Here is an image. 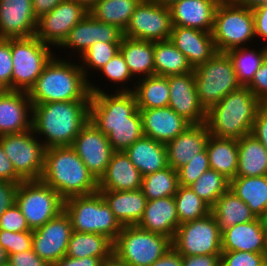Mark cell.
Segmentation results:
<instances>
[{
	"label": "cell",
	"instance_id": "bcb514c9",
	"mask_svg": "<svg viewBox=\"0 0 267 266\" xmlns=\"http://www.w3.org/2000/svg\"><path fill=\"white\" fill-rule=\"evenodd\" d=\"M209 160L206 148L196 154L186 165L177 170L178 183L182 186L192 185L205 171L209 170Z\"/></svg>",
	"mask_w": 267,
	"mask_h": 266
},
{
	"label": "cell",
	"instance_id": "11a10c76",
	"mask_svg": "<svg viewBox=\"0 0 267 266\" xmlns=\"http://www.w3.org/2000/svg\"><path fill=\"white\" fill-rule=\"evenodd\" d=\"M8 261L13 266H51L41 259L33 249L11 254L8 257Z\"/></svg>",
	"mask_w": 267,
	"mask_h": 266
},
{
	"label": "cell",
	"instance_id": "44dd1931",
	"mask_svg": "<svg viewBox=\"0 0 267 266\" xmlns=\"http://www.w3.org/2000/svg\"><path fill=\"white\" fill-rule=\"evenodd\" d=\"M37 22L32 0H0V38L35 36Z\"/></svg>",
	"mask_w": 267,
	"mask_h": 266
},
{
	"label": "cell",
	"instance_id": "2e32d148",
	"mask_svg": "<svg viewBox=\"0 0 267 266\" xmlns=\"http://www.w3.org/2000/svg\"><path fill=\"white\" fill-rule=\"evenodd\" d=\"M71 147L97 180L105 173L114 152L108 137L90 120L75 137Z\"/></svg>",
	"mask_w": 267,
	"mask_h": 266
},
{
	"label": "cell",
	"instance_id": "ee69618b",
	"mask_svg": "<svg viewBox=\"0 0 267 266\" xmlns=\"http://www.w3.org/2000/svg\"><path fill=\"white\" fill-rule=\"evenodd\" d=\"M120 51V43L95 42L78 59L81 69L88 81L89 71L98 72ZM81 62V63H80ZM90 69V70H89ZM97 70V71H96Z\"/></svg>",
	"mask_w": 267,
	"mask_h": 266
},
{
	"label": "cell",
	"instance_id": "ac0fdd59",
	"mask_svg": "<svg viewBox=\"0 0 267 266\" xmlns=\"http://www.w3.org/2000/svg\"><path fill=\"white\" fill-rule=\"evenodd\" d=\"M123 31L118 27L100 22L88 13L69 32L66 40L60 46L71 49L80 57L95 42L121 43ZM76 49V50H75Z\"/></svg>",
	"mask_w": 267,
	"mask_h": 266
},
{
	"label": "cell",
	"instance_id": "91938a15",
	"mask_svg": "<svg viewBox=\"0 0 267 266\" xmlns=\"http://www.w3.org/2000/svg\"><path fill=\"white\" fill-rule=\"evenodd\" d=\"M104 261L96 257L73 258L65 255L51 266H102Z\"/></svg>",
	"mask_w": 267,
	"mask_h": 266
},
{
	"label": "cell",
	"instance_id": "f1b7e54d",
	"mask_svg": "<svg viewBox=\"0 0 267 266\" xmlns=\"http://www.w3.org/2000/svg\"><path fill=\"white\" fill-rule=\"evenodd\" d=\"M122 226L137 225L147 203L141 189L129 191L98 190Z\"/></svg>",
	"mask_w": 267,
	"mask_h": 266
},
{
	"label": "cell",
	"instance_id": "1f68e13d",
	"mask_svg": "<svg viewBox=\"0 0 267 266\" xmlns=\"http://www.w3.org/2000/svg\"><path fill=\"white\" fill-rule=\"evenodd\" d=\"M229 189L242 199L256 218L267 216V175L235 177Z\"/></svg>",
	"mask_w": 267,
	"mask_h": 266
},
{
	"label": "cell",
	"instance_id": "816d5d0a",
	"mask_svg": "<svg viewBox=\"0 0 267 266\" xmlns=\"http://www.w3.org/2000/svg\"><path fill=\"white\" fill-rule=\"evenodd\" d=\"M247 87L262 103H267V57Z\"/></svg>",
	"mask_w": 267,
	"mask_h": 266
},
{
	"label": "cell",
	"instance_id": "d4e9b609",
	"mask_svg": "<svg viewBox=\"0 0 267 266\" xmlns=\"http://www.w3.org/2000/svg\"><path fill=\"white\" fill-rule=\"evenodd\" d=\"M210 136L206 123L191 124L181 134L166 144L168 166L174 170L186 165L202 152Z\"/></svg>",
	"mask_w": 267,
	"mask_h": 266
},
{
	"label": "cell",
	"instance_id": "60d3db41",
	"mask_svg": "<svg viewBox=\"0 0 267 266\" xmlns=\"http://www.w3.org/2000/svg\"><path fill=\"white\" fill-rule=\"evenodd\" d=\"M178 186V173L168 166L142 177L141 190L147 200H153L174 196Z\"/></svg>",
	"mask_w": 267,
	"mask_h": 266
},
{
	"label": "cell",
	"instance_id": "8d00e7d4",
	"mask_svg": "<svg viewBox=\"0 0 267 266\" xmlns=\"http://www.w3.org/2000/svg\"><path fill=\"white\" fill-rule=\"evenodd\" d=\"M134 82L133 93L136 97L138 109L168 106L170 96L168 77L152 75Z\"/></svg>",
	"mask_w": 267,
	"mask_h": 266
},
{
	"label": "cell",
	"instance_id": "52a82bcc",
	"mask_svg": "<svg viewBox=\"0 0 267 266\" xmlns=\"http://www.w3.org/2000/svg\"><path fill=\"white\" fill-rule=\"evenodd\" d=\"M172 247L168 236L137 225L123 226L113 242V257L128 266H150Z\"/></svg>",
	"mask_w": 267,
	"mask_h": 266
},
{
	"label": "cell",
	"instance_id": "94428289",
	"mask_svg": "<svg viewBox=\"0 0 267 266\" xmlns=\"http://www.w3.org/2000/svg\"><path fill=\"white\" fill-rule=\"evenodd\" d=\"M150 266H182V255L171 247Z\"/></svg>",
	"mask_w": 267,
	"mask_h": 266
},
{
	"label": "cell",
	"instance_id": "ab89813d",
	"mask_svg": "<svg viewBox=\"0 0 267 266\" xmlns=\"http://www.w3.org/2000/svg\"><path fill=\"white\" fill-rule=\"evenodd\" d=\"M249 46L232 49L226 54L229 56L236 77L241 86H248L254 78L256 71L260 68L262 62L267 57V46L260 49H254Z\"/></svg>",
	"mask_w": 267,
	"mask_h": 266
},
{
	"label": "cell",
	"instance_id": "603a6c76",
	"mask_svg": "<svg viewBox=\"0 0 267 266\" xmlns=\"http://www.w3.org/2000/svg\"><path fill=\"white\" fill-rule=\"evenodd\" d=\"M144 136L167 144L191 124L169 106L139 109Z\"/></svg>",
	"mask_w": 267,
	"mask_h": 266
},
{
	"label": "cell",
	"instance_id": "7dc6e473",
	"mask_svg": "<svg viewBox=\"0 0 267 266\" xmlns=\"http://www.w3.org/2000/svg\"><path fill=\"white\" fill-rule=\"evenodd\" d=\"M267 261V253L248 251H222L220 266H262Z\"/></svg>",
	"mask_w": 267,
	"mask_h": 266
},
{
	"label": "cell",
	"instance_id": "8992f818",
	"mask_svg": "<svg viewBox=\"0 0 267 266\" xmlns=\"http://www.w3.org/2000/svg\"><path fill=\"white\" fill-rule=\"evenodd\" d=\"M64 211L72 231L101 234L114 242L123 228L99 191L67 198Z\"/></svg>",
	"mask_w": 267,
	"mask_h": 266
},
{
	"label": "cell",
	"instance_id": "4316f807",
	"mask_svg": "<svg viewBox=\"0 0 267 266\" xmlns=\"http://www.w3.org/2000/svg\"><path fill=\"white\" fill-rule=\"evenodd\" d=\"M141 183L142 175L127 154L122 151H114L105 173L98 180V190H139Z\"/></svg>",
	"mask_w": 267,
	"mask_h": 266
},
{
	"label": "cell",
	"instance_id": "277c9868",
	"mask_svg": "<svg viewBox=\"0 0 267 266\" xmlns=\"http://www.w3.org/2000/svg\"><path fill=\"white\" fill-rule=\"evenodd\" d=\"M40 180L52 187L64 200L98 191V180L71 146L45 149Z\"/></svg>",
	"mask_w": 267,
	"mask_h": 266
},
{
	"label": "cell",
	"instance_id": "a7ac6f4b",
	"mask_svg": "<svg viewBox=\"0 0 267 266\" xmlns=\"http://www.w3.org/2000/svg\"><path fill=\"white\" fill-rule=\"evenodd\" d=\"M8 257L7 251L0 245V266L8 262Z\"/></svg>",
	"mask_w": 267,
	"mask_h": 266
},
{
	"label": "cell",
	"instance_id": "ba28073f",
	"mask_svg": "<svg viewBox=\"0 0 267 266\" xmlns=\"http://www.w3.org/2000/svg\"><path fill=\"white\" fill-rule=\"evenodd\" d=\"M217 52L241 48L256 38L252 9L221 0L214 15L212 30Z\"/></svg>",
	"mask_w": 267,
	"mask_h": 266
},
{
	"label": "cell",
	"instance_id": "484cf974",
	"mask_svg": "<svg viewBox=\"0 0 267 266\" xmlns=\"http://www.w3.org/2000/svg\"><path fill=\"white\" fill-rule=\"evenodd\" d=\"M221 0H181L169 7L172 26L212 32L214 15Z\"/></svg>",
	"mask_w": 267,
	"mask_h": 266
},
{
	"label": "cell",
	"instance_id": "e575fe53",
	"mask_svg": "<svg viewBox=\"0 0 267 266\" xmlns=\"http://www.w3.org/2000/svg\"><path fill=\"white\" fill-rule=\"evenodd\" d=\"M66 255L73 258L96 257L105 262L113 257V242L101 234L72 231Z\"/></svg>",
	"mask_w": 267,
	"mask_h": 266
},
{
	"label": "cell",
	"instance_id": "9c48e42d",
	"mask_svg": "<svg viewBox=\"0 0 267 266\" xmlns=\"http://www.w3.org/2000/svg\"><path fill=\"white\" fill-rule=\"evenodd\" d=\"M194 78L199 102L205 111L241 86L229 56L222 52H216L209 60L195 67Z\"/></svg>",
	"mask_w": 267,
	"mask_h": 266
},
{
	"label": "cell",
	"instance_id": "be15d7a7",
	"mask_svg": "<svg viewBox=\"0 0 267 266\" xmlns=\"http://www.w3.org/2000/svg\"><path fill=\"white\" fill-rule=\"evenodd\" d=\"M229 1L249 9H253L263 4H267V0H229Z\"/></svg>",
	"mask_w": 267,
	"mask_h": 266
},
{
	"label": "cell",
	"instance_id": "8fae6325",
	"mask_svg": "<svg viewBox=\"0 0 267 266\" xmlns=\"http://www.w3.org/2000/svg\"><path fill=\"white\" fill-rule=\"evenodd\" d=\"M16 204L31 231L45 225L64 211V199L41 180L19 183Z\"/></svg>",
	"mask_w": 267,
	"mask_h": 266
},
{
	"label": "cell",
	"instance_id": "f6af8a7d",
	"mask_svg": "<svg viewBox=\"0 0 267 266\" xmlns=\"http://www.w3.org/2000/svg\"><path fill=\"white\" fill-rule=\"evenodd\" d=\"M100 73L104 75V79H108L114 84H121V86L116 88L114 92H133L134 88L126 85L125 83L129 80L133 81V77L128 69L125 62L124 56L119 51L110 61H108L100 70ZM124 83V84H123ZM126 85V86H125ZM128 86V87H127ZM120 88V89H119Z\"/></svg>",
	"mask_w": 267,
	"mask_h": 266
},
{
	"label": "cell",
	"instance_id": "d6a6232c",
	"mask_svg": "<svg viewBox=\"0 0 267 266\" xmlns=\"http://www.w3.org/2000/svg\"><path fill=\"white\" fill-rule=\"evenodd\" d=\"M238 143L236 177L267 175V150L252 134L241 137Z\"/></svg>",
	"mask_w": 267,
	"mask_h": 266
},
{
	"label": "cell",
	"instance_id": "f35d334b",
	"mask_svg": "<svg viewBox=\"0 0 267 266\" xmlns=\"http://www.w3.org/2000/svg\"><path fill=\"white\" fill-rule=\"evenodd\" d=\"M141 0H98L89 13L98 21L124 31Z\"/></svg>",
	"mask_w": 267,
	"mask_h": 266
},
{
	"label": "cell",
	"instance_id": "2644e50d",
	"mask_svg": "<svg viewBox=\"0 0 267 266\" xmlns=\"http://www.w3.org/2000/svg\"><path fill=\"white\" fill-rule=\"evenodd\" d=\"M1 266H13V265L8 261V262L2 264Z\"/></svg>",
	"mask_w": 267,
	"mask_h": 266
},
{
	"label": "cell",
	"instance_id": "b9f144b4",
	"mask_svg": "<svg viewBox=\"0 0 267 266\" xmlns=\"http://www.w3.org/2000/svg\"><path fill=\"white\" fill-rule=\"evenodd\" d=\"M173 197L180 224L201 219L211 213V207L190 186L179 185Z\"/></svg>",
	"mask_w": 267,
	"mask_h": 266
},
{
	"label": "cell",
	"instance_id": "7a4b0ae2",
	"mask_svg": "<svg viewBox=\"0 0 267 266\" xmlns=\"http://www.w3.org/2000/svg\"><path fill=\"white\" fill-rule=\"evenodd\" d=\"M32 106V130L38 138H43L41 142L45 149L71 146L90 118V100L41 103Z\"/></svg>",
	"mask_w": 267,
	"mask_h": 266
},
{
	"label": "cell",
	"instance_id": "db71d44e",
	"mask_svg": "<svg viewBox=\"0 0 267 266\" xmlns=\"http://www.w3.org/2000/svg\"><path fill=\"white\" fill-rule=\"evenodd\" d=\"M19 183L0 180V217L16 203V194Z\"/></svg>",
	"mask_w": 267,
	"mask_h": 266
},
{
	"label": "cell",
	"instance_id": "7bdbcfd3",
	"mask_svg": "<svg viewBox=\"0 0 267 266\" xmlns=\"http://www.w3.org/2000/svg\"><path fill=\"white\" fill-rule=\"evenodd\" d=\"M190 187L198 197L212 207L218 198L229 190L230 180L215 170L209 169Z\"/></svg>",
	"mask_w": 267,
	"mask_h": 266
},
{
	"label": "cell",
	"instance_id": "680465c9",
	"mask_svg": "<svg viewBox=\"0 0 267 266\" xmlns=\"http://www.w3.org/2000/svg\"><path fill=\"white\" fill-rule=\"evenodd\" d=\"M220 255L182 256V266H220Z\"/></svg>",
	"mask_w": 267,
	"mask_h": 266
},
{
	"label": "cell",
	"instance_id": "3957f363",
	"mask_svg": "<svg viewBox=\"0 0 267 266\" xmlns=\"http://www.w3.org/2000/svg\"><path fill=\"white\" fill-rule=\"evenodd\" d=\"M54 55L27 92L32 104L90 100L89 81L77 61Z\"/></svg>",
	"mask_w": 267,
	"mask_h": 266
},
{
	"label": "cell",
	"instance_id": "30bf717a",
	"mask_svg": "<svg viewBox=\"0 0 267 266\" xmlns=\"http://www.w3.org/2000/svg\"><path fill=\"white\" fill-rule=\"evenodd\" d=\"M52 50L36 36L11 38L12 90L28 92L55 55Z\"/></svg>",
	"mask_w": 267,
	"mask_h": 266
},
{
	"label": "cell",
	"instance_id": "9f6ffc18",
	"mask_svg": "<svg viewBox=\"0 0 267 266\" xmlns=\"http://www.w3.org/2000/svg\"><path fill=\"white\" fill-rule=\"evenodd\" d=\"M254 17V27L256 39L260 37L264 42L267 41V4L257 6L252 9ZM267 46V42L264 44Z\"/></svg>",
	"mask_w": 267,
	"mask_h": 266
},
{
	"label": "cell",
	"instance_id": "c3c4849f",
	"mask_svg": "<svg viewBox=\"0 0 267 266\" xmlns=\"http://www.w3.org/2000/svg\"><path fill=\"white\" fill-rule=\"evenodd\" d=\"M0 245L8 256L32 249V231L10 232L0 229Z\"/></svg>",
	"mask_w": 267,
	"mask_h": 266
},
{
	"label": "cell",
	"instance_id": "ffe728a7",
	"mask_svg": "<svg viewBox=\"0 0 267 266\" xmlns=\"http://www.w3.org/2000/svg\"><path fill=\"white\" fill-rule=\"evenodd\" d=\"M32 108L27 92L0 90V136L31 130Z\"/></svg>",
	"mask_w": 267,
	"mask_h": 266
},
{
	"label": "cell",
	"instance_id": "f5cc1de1",
	"mask_svg": "<svg viewBox=\"0 0 267 266\" xmlns=\"http://www.w3.org/2000/svg\"><path fill=\"white\" fill-rule=\"evenodd\" d=\"M251 134L257 138L267 150V103H263L259 107Z\"/></svg>",
	"mask_w": 267,
	"mask_h": 266
},
{
	"label": "cell",
	"instance_id": "e0dca14e",
	"mask_svg": "<svg viewBox=\"0 0 267 266\" xmlns=\"http://www.w3.org/2000/svg\"><path fill=\"white\" fill-rule=\"evenodd\" d=\"M72 226L69 216L62 211L45 225L32 231V249L52 265L66 255Z\"/></svg>",
	"mask_w": 267,
	"mask_h": 266
},
{
	"label": "cell",
	"instance_id": "d6986e66",
	"mask_svg": "<svg viewBox=\"0 0 267 266\" xmlns=\"http://www.w3.org/2000/svg\"><path fill=\"white\" fill-rule=\"evenodd\" d=\"M168 85V106L190 124L205 123L206 111L199 102L194 70L186 74L168 76Z\"/></svg>",
	"mask_w": 267,
	"mask_h": 266
},
{
	"label": "cell",
	"instance_id": "83f0119b",
	"mask_svg": "<svg viewBox=\"0 0 267 266\" xmlns=\"http://www.w3.org/2000/svg\"><path fill=\"white\" fill-rule=\"evenodd\" d=\"M174 197L147 200L144 214L137 226L146 231L173 239L179 227Z\"/></svg>",
	"mask_w": 267,
	"mask_h": 266
},
{
	"label": "cell",
	"instance_id": "6125c7cd",
	"mask_svg": "<svg viewBox=\"0 0 267 266\" xmlns=\"http://www.w3.org/2000/svg\"><path fill=\"white\" fill-rule=\"evenodd\" d=\"M64 0H32L34 15L39 19L42 15L49 13L53 8Z\"/></svg>",
	"mask_w": 267,
	"mask_h": 266
},
{
	"label": "cell",
	"instance_id": "cb8c5ba5",
	"mask_svg": "<svg viewBox=\"0 0 267 266\" xmlns=\"http://www.w3.org/2000/svg\"><path fill=\"white\" fill-rule=\"evenodd\" d=\"M222 251L267 253L266 230L262 218L236 224L222 231Z\"/></svg>",
	"mask_w": 267,
	"mask_h": 266
},
{
	"label": "cell",
	"instance_id": "f546056e",
	"mask_svg": "<svg viewBox=\"0 0 267 266\" xmlns=\"http://www.w3.org/2000/svg\"><path fill=\"white\" fill-rule=\"evenodd\" d=\"M142 177L168 167L166 144L143 136L124 151Z\"/></svg>",
	"mask_w": 267,
	"mask_h": 266
},
{
	"label": "cell",
	"instance_id": "003e7915",
	"mask_svg": "<svg viewBox=\"0 0 267 266\" xmlns=\"http://www.w3.org/2000/svg\"><path fill=\"white\" fill-rule=\"evenodd\" d=\"M102 266H128V265L123 264L117 261L114 257H112L110 260L105 261Z\"/></svg>",
	"mask_w": 267,
	"mask_h": 266
},
{
	"label": "cell",
	"instance_id": "681fc988",
	"mask_svg": "<svg viewBox=\"0 0 267 266\" xmlns=\"http://www.w3.org/2000/svg\"><path fill=\"white\" fill-rule=\"evenodd\" d=\"M11 38H0V90H12Z\"/></svg>",
	"mask_w": 267,
	"mask_h": 266
},
{
	"label": "cell",
	"instance_id": "7402d4cb",
	"mask_svg": "<svg viewBox=\"0 0 267 266\" xmlns=\"http://www.w3.org/2000/svg\"><path fill=\"white\" fill-rule=\"evenodd\" d=\"M169 40L187 57L193 69L209 60L217 52L212 32L172 26Z\"/></svg>",
	"mask_w": 267,
	"mask_h": 266
},
{
	"label": "cell",
	"instance_id": "74e56055",
	"mask_svg": "<svg viewBox=\"0 0 267 266\" xmlns=\"http://www.w3.org/2000/svg\"><path fill=\"white\" fill-rule=\"evenodd\" d=\"M155 75L171 76L192 72L187 57L170 40L154 41Z\"/></svg>",
	"mask_w": 267,
	"mask_h": 266
},
{
	"label": "cell",
	"instance_id": "4dcf8cb0",
	"mask_svg": "<svg viewBox=\"0 0 267 266\" xmlns=\"http://www.w3.org/2000/svg\"><path fill=\"white\" fill-rule=\"evenodd\" d=\"M120 52L135 81L155 75L153 41L123 37Z\"/></svg>",
	"mask_w": 267,
	"mask_h": 266
},
{
	"label": "cell",
	"instance_id": "9a60e30c",
	"mask_svg": "<svg viewBox=\"0 0 267 266\" xmlns=\"http://www.w3.org/2000/svg\"><path fill=\"white\" fill-rule=\"evenodd\" d=\"M88 13L89 11L77 2L64 0L38 19L35 36L53 49L55 46L59 49L70 30Z\"/></svg>",
	"mask_w": 267,
	"mask_h": 266
},
{
	"label": "cell",
	"instance_id": "5bb4252c",
	"mask_svg": "<svg viewBox=\"0 0 267 266\" xmlns=\"http://www.w3.org/2000/svg\"><path fill=\"white\" fill-rule=\"evenodd\" d=\"M172 31L170 9L153 0H141L123 31L124 37L147 40H169Z\"/></svg>",
	"mask_w": 267,
	"mask_h": 266
},
{
	"label": "cell",
	"instance_id": "4fadbf2b",
	"mask_svg": "<svg viewBox=\"0 0 267 266\" xmlns=\"http://www.w3.org/2000/svg\"><path fill=\"white\" fill-rule=\"evenodd\" d=\"M221 229L212 213L180 224L172 247L182 256L221 254Z\"/></svg>",
	"mask_w": 267,
	"mask_h": 266
},
{
	"label": "cell",
	"instance_id": "836d02e7",
	"mask_svg": "<svg viewBox=\"0 0 267 266\" xmlns=\"http://www.w3.org/2000/svg\"><path fill=\"white\" fill-rule=\"evenodd\" d=\"M210 169L232 180L238 167V143L236 139L209 136L206 143Z\"/></svg>",
	"mask_w": 267,
	"mask_h": 266
},
{
	"label": "cell",
	"instance_id": "f907efd6",
	"mask_svg": "<svg viewBox=\"0 0 267 266\" xmlns=\"http://www.w3.org/2000/svg\"><path fill=\"white\" fill-rule=\"evenodd\" d=\"M0 229L10 232L31 231L16 203L1 215Z\"/></svg>",
	"mask_w": 267,
	"mask_h": 266
},
{
	"label": "cell",
	"instance_id": "6da1fadb",
	"mask_svg": "<svg viewBox=\"0 0 267 266\" xmlns=\"http://www.w3.org/2000/svg\"><path fill=\"white\" fill-rule=\"evenodd\" d=\"M89 81V120L103 132L114 151L127 150L144 136L142 119L133 92H105Z\"/></svg>",
	"mask_w": 267,
	"mask_h": 266
},
{
	"label": "cell",
	"instance_id": "d590c367",
	"mask_svg": "<svg viewBox=\"0 0 267 266\" xmlns=\"http://www.w3.org/2000/svg\"><path fill=\"white\" fill-rule=\"evenodd\" d=\"M221 232L236 224H243L256 219L247 204L230 189L222 194L211 207Z\"/></svg>",
	"mask_w": 267,
	"mask_h": 266
},
{
	"label": "cell",
	"instance_id": "89a4df30",
	"mask_svg": "<svg viewBox=\"0 0 267 266\" xmlns=\"http://www.w3.org/2000/svg\"><path fill=\"white\" fill-rule=\"evenodd\" d=\"M263 222H264V227L266 230V240H267V216L263 219Z\"/></svg>",
	"mask_w": 267,
	"mask_h": 266
},
{
	"label": "cell",
	"instance_id": "7c38bea8",
	"mask_svg": "<svg viewBox=\"0 0 267 266\" xmlns=\"http://www.w3.org/2000/svg\"><path fill=\"white\" fill-rule=\"evenodd\" d=\"M6 156L23 180H40L44 169L45 147L33 130L0 136Z\"/></svg>",
	"mask_w": 267,
	"mask_h": 266
},
{
	"label": "cell",
	"instance_id": "03108f58",
	"mask_svg": "<svg viewBox=\"0 0 267 266\" xmlns=\"http://www.w3.org/2000/svg\"><path fill=\"white\" fill-rule=\"evenodd\" d=\"M154 2H156L159 5H162L164 7H171L173 4H175L176 2H179L181 0H153Z\"/></svg>",
	"mask_w": 267,
	"mask_h": 266
},
{
	"label": "cell",
	"instance_id": "e7e4bbea",
	"mask_svg": "<svg viewBox=\"0 0 267 266\" xmlns=\"http://www.w3.org/2000/svg\"><path fill=\"white\" fill-rule=\"evenodd\" d=\"M90 11L98 0H73Z\"/></svg>",
	"mask_w": 267,
	"mask_h": 266
},
{
	"label": "cell",
	"instance_id": "6f0895ef",
	"mask_svg": "<svg viewBox=\"0 0 267 266\" xmlns=\"http://www.w3.org/2000/svg\"><path fill=\"white\" fill-rule=\"evenodd\" d=\"M0 180L21 183L23 180L16 174L13 164L6 156L0 143Z\"/></svg>",
	"mask_w": 267,
	"mask_h": 266
},
{
	"label": "cell",
	"instance_id": "5b68a950",
	"mask_svg": "<svg viewBox=\"0 0 267 266\" xmlns=\"http://www.w3.org/2000/svg\"><path fill=\"white\" fill-rule=\"evenodd\" d=\"M262 104L247 86H240L206 111L205 123L210 135L238 140L251 134Z\"/></svg>",
	"mask_w": 267,
	"mask_h": 266
}]
</instances>
